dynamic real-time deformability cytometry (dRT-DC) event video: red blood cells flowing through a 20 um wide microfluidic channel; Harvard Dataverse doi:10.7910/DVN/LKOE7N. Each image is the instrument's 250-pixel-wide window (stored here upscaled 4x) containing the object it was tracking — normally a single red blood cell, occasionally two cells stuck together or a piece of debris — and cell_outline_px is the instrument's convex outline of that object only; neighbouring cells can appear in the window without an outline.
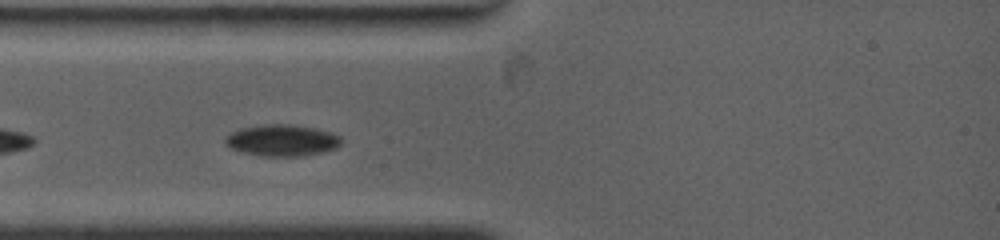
{"species": "common noctule bat (a hibernating species)", "species_latin": "Nyctalus noctula", "temperature_condition": "warm", "stored_images_in_passage": 48, "camera_frame_rate_fps": 4500, "um_per_image_px": 0.085, "animal": {"sex": "female", "body_mass_g": 19.0, "forearm_length_mm": 53.3}, "frame": {"image": 1, "passage_image": 5, "time_ms": 0.667, "image_size_px": [1000, 240], "cell_outline_px": [[340, 144], [336, 148], [304, 156], [264, 156], [244, 152], [232, 148], [224, 144], [224, 136], [240, 128], [264, 124], [288, 124], [316, 128], [332, 132], [340, 136]], "centroid_in_image_um": [23.95, 11.92], "position_along_channel_um": 61.0, "area_um2": 21.27}}
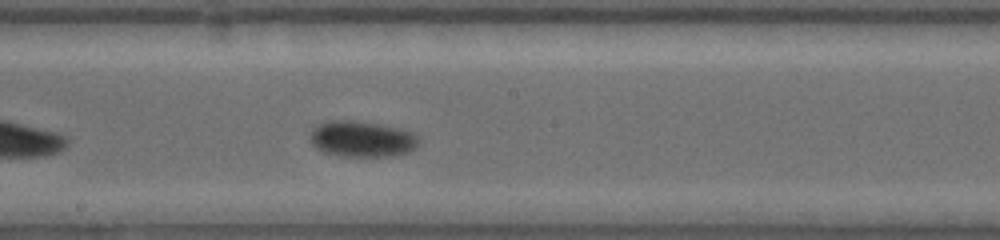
{"frame": {"image": 2, "passage_image": 24, "time_ms": 4.889, "image_size_px": [1000, 240], "cell_outline_px": [[420, 140], [416, 148], [408, 152], [392, 156], [344, 156], [324, 152], [316, 148], [312, 144], [308, 136], [312, 128], [316, 124], [328, 120], [352, 120], [400, 128], [412, 132]], "centroid_in_image_um": [30.73, 11.8], "position_along_channel_um": 217.5, "area_um2": 22.95}}
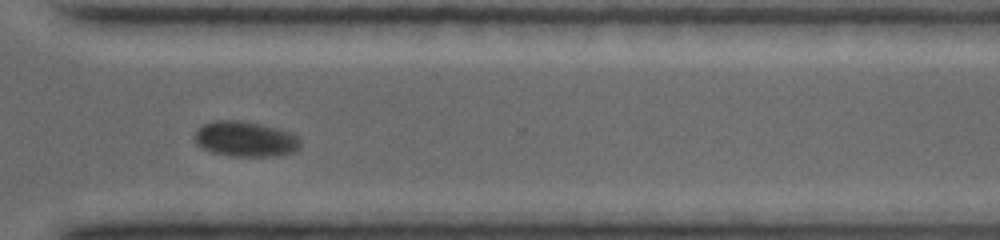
{"frame": {"image": 3, "passage_image": 45, "time_ms": 8.444, "image_size_px": [1000, 240], "cell_outline_px": [[300, 144], [292, 152], [272, 156], [232, 156], [212, 152], [196, 144], [196, 132], [204, 124], [216, 120], [240, 120], [260, 124], [292, 132], [300, 136]], "centroid_in_image_um": [20.88, 11.81], "position_along_channel_um": 349.7, "area_um2": 21.5}, "authors_computed_cell_mechanics": {"area_um2": 21.964, "velocity_mm_per_s": 3.7025, "shape_relaxation_time_tau1_ms": 2.9433, "shape_relaxation_time_tau2_ms": null, "deformation_change_tau1": 0.078, "deformation_change_tau2": null}}